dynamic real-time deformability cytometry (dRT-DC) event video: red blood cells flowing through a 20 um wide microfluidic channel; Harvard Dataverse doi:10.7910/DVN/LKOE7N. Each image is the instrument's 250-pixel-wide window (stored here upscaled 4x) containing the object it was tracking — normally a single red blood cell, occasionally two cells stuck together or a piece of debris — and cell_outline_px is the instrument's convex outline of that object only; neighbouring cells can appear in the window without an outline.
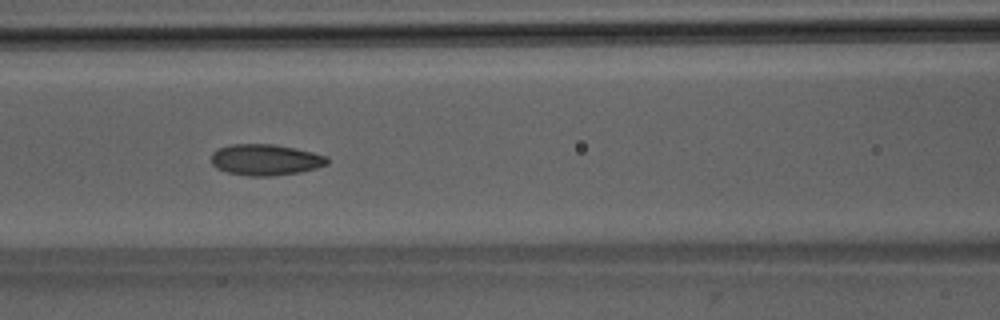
{"species": "Egyptian fruit bat (a non-hibernating species)", "species_latin": "Rousettus aegyptiacus", "temperature_condition": "room temperature", "stored_images_in_passage": 9, "camera_frame_rate_fps": 3000, "um_per_image_px": 0.085, "animal": {"sex": "male"}, "frame": {"image": 1, "passage_image": 7, "time_ms": 6.667, "image_size_px": [1000, 320], "cell_outline_px": [[328, 164], [316, 168], [300, 172], [272, 176], [248, 176], [228, 172], [216, 168], [212, 164], [212, 152], [220, 148], [232, 144], [272, 144], [296, 148], [328, 156]], "centroid_in_image_um": [22.58, 13.58], "position_along_channel_um": 144.0, "area_um2": 21.04}}